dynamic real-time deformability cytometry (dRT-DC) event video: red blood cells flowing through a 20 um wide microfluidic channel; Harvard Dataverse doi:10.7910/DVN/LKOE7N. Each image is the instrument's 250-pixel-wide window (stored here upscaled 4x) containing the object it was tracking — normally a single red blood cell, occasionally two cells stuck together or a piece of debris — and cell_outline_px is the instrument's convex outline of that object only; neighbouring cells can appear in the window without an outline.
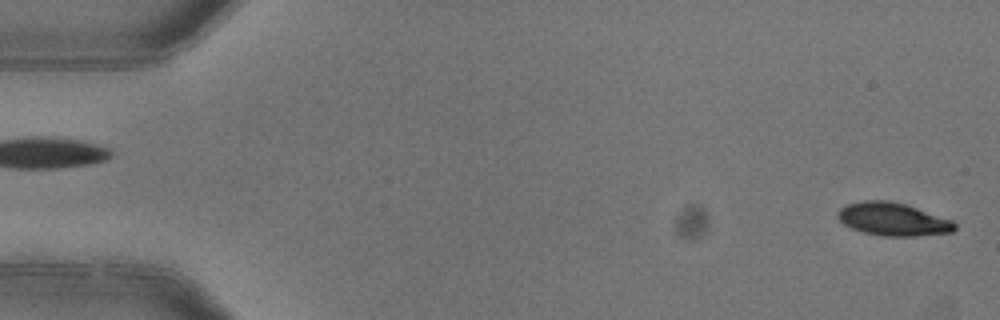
{"species": "common noctule bat (a hibernating species)", "species_latin": "Nyctalus noctula", "temperature_condition": "warm", "stored_images_in_passage": 3, "camera_frame_rate_fps": 3000, "um_per_image_px": 0.085, "animal": {"sex": "female"}, "frame": {"image": 1, "passage_image": 3, "time_ms": 0.667, "image_size_px": [1000, 320], "cell_outline_px": [[956, 228], [952, 232], [916, 236], [880, 236], [864, 232], [852, 228], [844, 224], [836, 216], [836, 212], [840, 208], [848, 204], [864, 200], [888, 200], [904, 204], [952, 220], [956, 224]], "centroid_in_image_um": [75.88, 18.64], "position_along_channel_um": 9.1, "area_um2": 22.37}}